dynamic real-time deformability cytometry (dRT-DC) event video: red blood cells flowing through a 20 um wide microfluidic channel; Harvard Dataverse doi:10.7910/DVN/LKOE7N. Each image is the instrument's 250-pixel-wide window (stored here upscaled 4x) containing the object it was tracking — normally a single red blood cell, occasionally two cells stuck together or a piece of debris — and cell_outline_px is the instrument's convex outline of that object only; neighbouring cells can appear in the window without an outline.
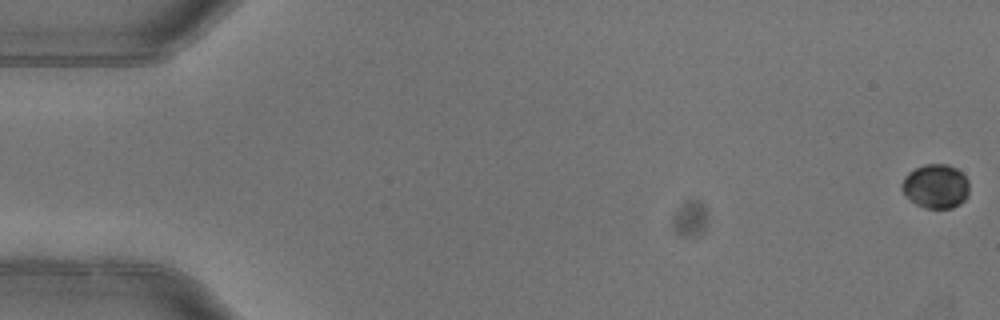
{"species": "common noctule bat (a hibernating species)", "species_latin": "Nyctalus noctula", "temperature_condition": "warm", "stored_images_in_passage": 6, "camera_frame_rate_fps": 3000, "um_per_image_px": 0.085, "animal": {"sex": "female"}, "frame": {"image": 1, "passage_image": 1, "time_ms": 0.0, "image_size_px": [1000, 320], "cell_outline_px": [[968, 196], [960, 204], [952, 208], [924, 208], [916, 204], [904, 196], [900, 188], [900, 184], [904, 176], [908, 172], [924, 164], [948, 164], [956, 168], [968, 180]], "centroid_in_image_um": [79.5, 15.84], "position_along_channel_um": 5.5, "area_um2": 17.57}}
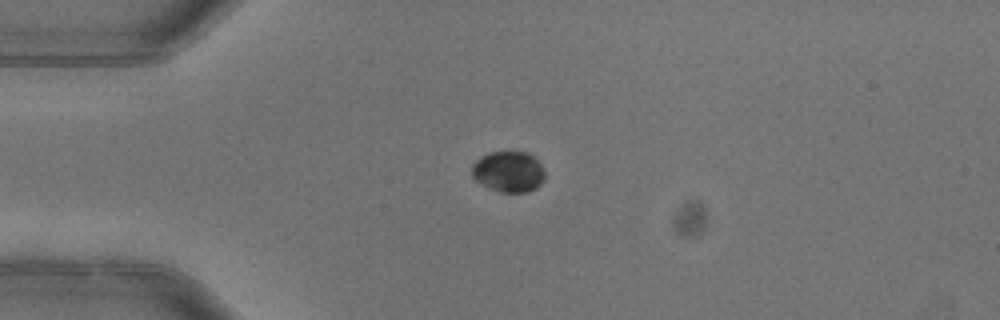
{"frame": {"image": 2, "passage_image": 4, "time_ms": 1.0, "image_size_px": [1000, 320], "cell_outline_px": [[544, 180], [536, 188], [528, 192], [500, 192], [488, 188], [476, 180], [472, 176], [472, 164], [480, 156], [488, 152], [528, 152], [540, 164], [544, 172]], "centroid_in_image_um": [43.2, 14.59], "position_along_channel_um": 41.8, "area_um2": 17.4}}